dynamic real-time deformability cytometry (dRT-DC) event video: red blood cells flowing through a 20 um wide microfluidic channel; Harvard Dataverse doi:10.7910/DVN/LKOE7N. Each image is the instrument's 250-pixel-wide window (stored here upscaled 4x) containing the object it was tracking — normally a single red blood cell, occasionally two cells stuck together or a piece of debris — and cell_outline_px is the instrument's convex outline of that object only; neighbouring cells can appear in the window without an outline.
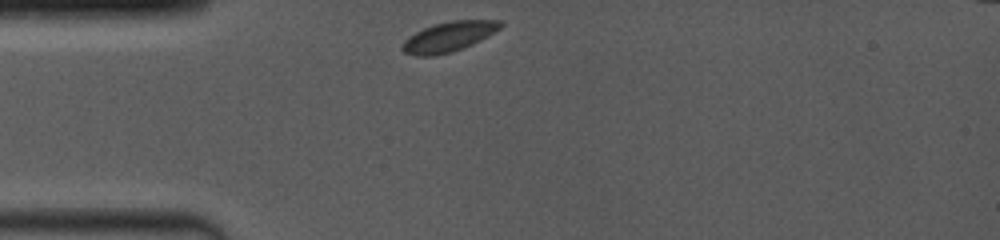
{"species": "common noctule bat (a hibernating species)", "species_latin": "Nyctalus noctula", "temperature_condition": "room temperature", "stored_images_in_passage": 41, "camera_frame_rate_fps": 4000, "um_per_image_px": 0.085, "animal": {"sex": "female", "body_mass_g": 19.0, "forearm_length_mm": 53.3}, "frame": {"image": 1, "passage_image": 1, "time_ms": 0.0, "image_size_px": [1000, 240], "cell_outline_px": [[504, 24], [500, 28], [480, 40], [464, 48], [452, 52], [436, 56], [416, 56], [404, 52], [400, 48], [404, 40], [416, 32], [432, 24], [452, 20], [500, 20]], "centroid_in_image_um": [38.12, 3.12], "position_along_channel_um": 46.9, "area_um2": 17.17}}
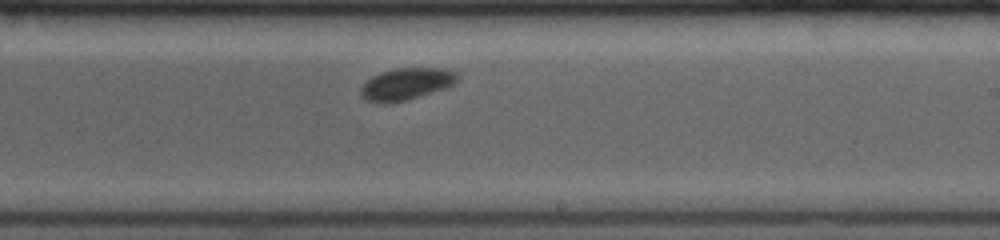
{"frame": {"image": 2, "passage_image": 24, "time_ms": 5.75, "image_size_px": [1000, 240], "cell_outline_px": [[460, 76], [452, 84], [444, 88], [408, 100], [392, 104], [384, 104], [368, 100], [360, 96], [360, 88], [372, 76], [380, 72], [396, 68], [444, 68], [456, 72]], "centroid_in_image_um": [34.51, 7.14], "position_along_channel_um": 254.5, "area_um2": 18.03}}
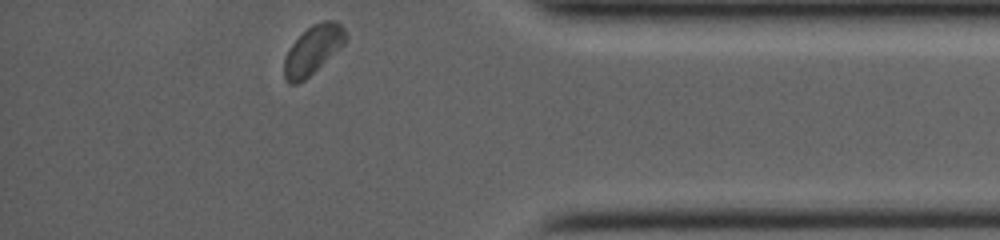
{"frame": {"image": 3, "passage_image": 41, "time_ms": 10.0, "image_size_px": [1000, 240], "cell_outline_px": [[348, 36], [344, 44], [340, 48], [304, 80], [296, 84], [288, 84], [284, 80], [284, 56], [292, 44], [312, 24], [324, 20], [336, 20], [344, 28]], "centroid_in_image_um": [26.6, 4.24], "position_along_channel_um": 408.6, "area_um2": 17.34}, "authors_computed_cell_mechanics": {"area_um2": 17.6868, "velocity_mm_per_s": 3.9088, "shape_relaxation_time_tau1_ms": 1.0554, "shape_relaxation_time_tau2_ms": null, "deformation_change_tau1": 0.0375, "deformation_change_tau2": null}}